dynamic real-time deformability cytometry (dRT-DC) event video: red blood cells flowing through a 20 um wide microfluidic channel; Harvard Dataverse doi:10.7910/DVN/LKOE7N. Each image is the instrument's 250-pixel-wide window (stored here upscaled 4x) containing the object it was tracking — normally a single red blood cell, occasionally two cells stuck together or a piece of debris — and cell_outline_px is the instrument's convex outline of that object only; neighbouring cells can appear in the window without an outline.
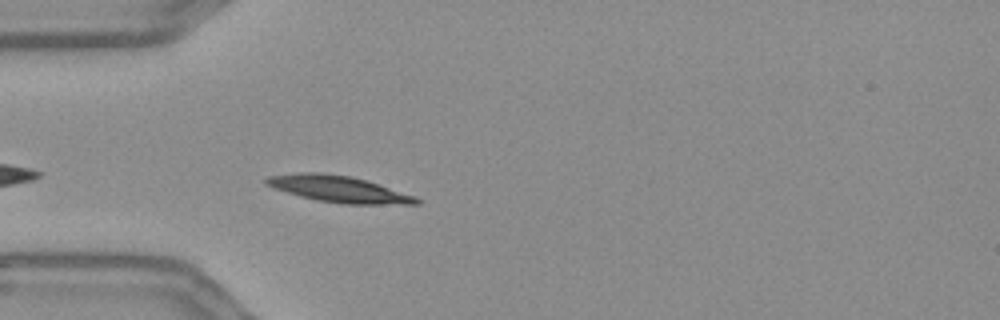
{"species": "Egyptian fruit bat (a non-hibernating species)", "species_latin": "Rousettus aegyptiacus", "temperature_condition": "warm", "stored_images_in_passage": 43, "camera_frame_rate_fps": 3000, "um_per_image_px": 0.085, "frame": {"image": 1, "passage_image": 3, "time_ms": 0.667, "image_size_px": [1000, 320], "cell_outline_px": [[420, 204], [344, 204], [316, 200], [300, 196], [272, 188], [264, 184], [264, 180], [268, 176], [300, 172], [320, 172], [348, 176], [368, 180], [416, 196], [420, 200]], "centroid_in_image_um": [28.78, 16.06], "position_along_channel_um": 56.2, "area_um2": 23.29}}
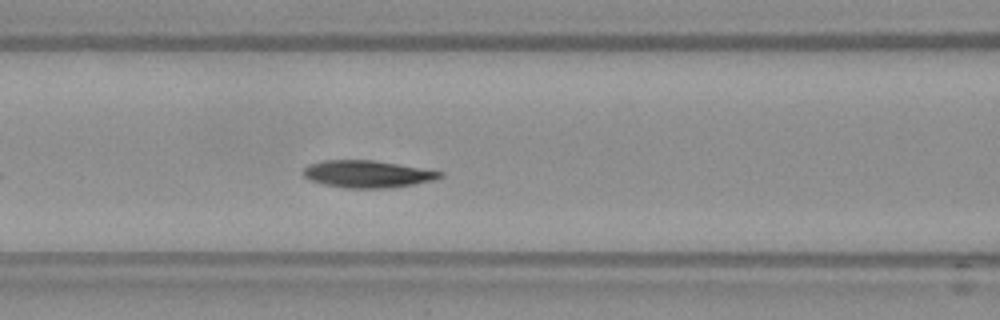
{"frame": {"image": 2, "passage_image": 10, "time_ms": 3.0, "image_size_px": [1000, 320], "cell_outline_px": [[444, 176], [436, 180], [412, 184], [384, 188], [344, 188], [324, 184], [308, 180], [300, 172], [308, 164], [320, 160], [376, 160], [444, 172]], "centroid_in_image_um": [31.19, 14.78], "position_along_channel_um": 135.4, "area_um2": 21.85}}
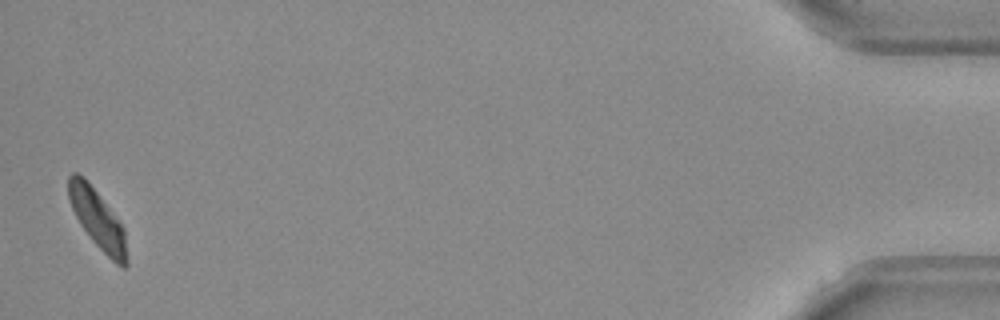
{"frame": {"image": 3, "passage_image": 42, "time_ms": 13.667, "image_size_px": [1000, 320], "cell_outline_px": [[128, 264], [124, 268], [116, 264], [92, 240], [80, 224], [68, 200], [68, 176], [72, 172], [76, 172], [84, 176], [124, 228], [128, 260]], "centroid_in_image_um": [8.28, 18.63], "position_along_channel_um": 426.9, "area_um2": 19.77}, "authors_computed_cell_mechanics": {"area_um2": 21.2704, "velocity_mm_per_s": 3.5969, "shape_relaxation_time_tau1_ms": 4.2519, "shape_relaxation_time_tau2_ms": 2.3532, "deformation_change_tau1": 0.1221, "deformation_change_tau2": 0.0534}}